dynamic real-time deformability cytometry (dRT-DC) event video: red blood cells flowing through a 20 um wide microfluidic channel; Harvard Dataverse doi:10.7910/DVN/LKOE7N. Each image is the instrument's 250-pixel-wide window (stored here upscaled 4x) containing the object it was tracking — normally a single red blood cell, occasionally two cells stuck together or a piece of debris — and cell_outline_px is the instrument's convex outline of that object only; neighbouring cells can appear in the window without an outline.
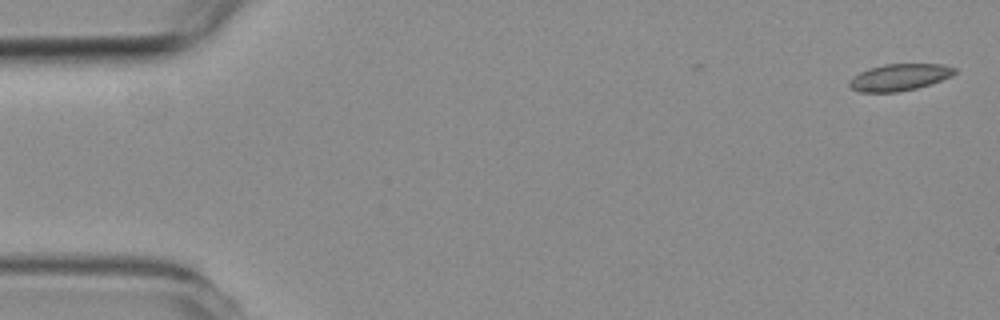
{"species": "common noctule bat (a hibernating species)", "species_latin": "Nyctalus noctula", "temperature_condition": "room temperature", "stored_images_in_passage": 2, "camera_frame_rate_fps": 3000, "um_per_image_px": 0.085, "animal": {"sex": "female", "body_mass_g": 19.3, "forearm_length_mm": 54.1}, "frame": {"image": 1, "passage_image": 2, "time_ms": 1.0, "image_size_px": [1000, 320], "cell_outline_px": [[956, 72], [952, 76], [916, 88], [896, 92], [860, 92], [852, 88], [848, 84], [848, 80], [852, 76], [868, 68], [884, 64], [944, 64], [956, 68]], "centroid_in_image_um": [76.42, 6.55], "position_along_channel_um": 8.6, "area_um2": 16.42}}